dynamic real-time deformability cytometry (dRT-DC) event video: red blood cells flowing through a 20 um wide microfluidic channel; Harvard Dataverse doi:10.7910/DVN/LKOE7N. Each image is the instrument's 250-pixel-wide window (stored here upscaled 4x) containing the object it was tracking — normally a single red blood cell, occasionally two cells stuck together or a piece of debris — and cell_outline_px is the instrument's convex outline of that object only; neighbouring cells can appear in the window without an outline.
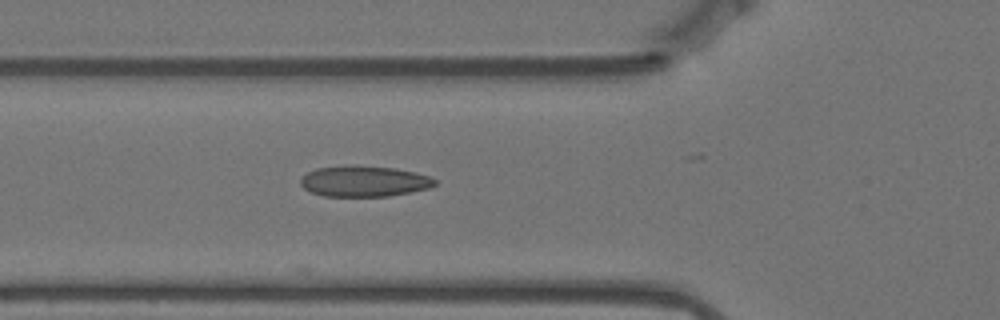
{"species": "Egyptian fruit bat (a non-hibernating species)", "species_latin": "Rousettus aegyptiacus", "temperature_condition": "warm", "stored_images_in_passage": 10, "camera_frame_rate_fps": 3000, "um_per_image_px": 0.085, "animal": {"sex": "female"}, "frame": {"image": 1, "passage_image": 4, "time_ms": 1.0, "image_size_px": [1000, 320], "cell_outline_px": [[436, 184], [428, 188], [388, 196], [324, 196], [312, 192], [304, 188], [300, 184], [300, 180], [308, 172], [316, 168], [348, 164], [356, 164], [396, 168], [416, 172], [428, 176], [436, 180]], "centroid_in_image_um": [30.93, 15.38], "position_along_channel_um": 94.9, "area_um2": 24.28}}